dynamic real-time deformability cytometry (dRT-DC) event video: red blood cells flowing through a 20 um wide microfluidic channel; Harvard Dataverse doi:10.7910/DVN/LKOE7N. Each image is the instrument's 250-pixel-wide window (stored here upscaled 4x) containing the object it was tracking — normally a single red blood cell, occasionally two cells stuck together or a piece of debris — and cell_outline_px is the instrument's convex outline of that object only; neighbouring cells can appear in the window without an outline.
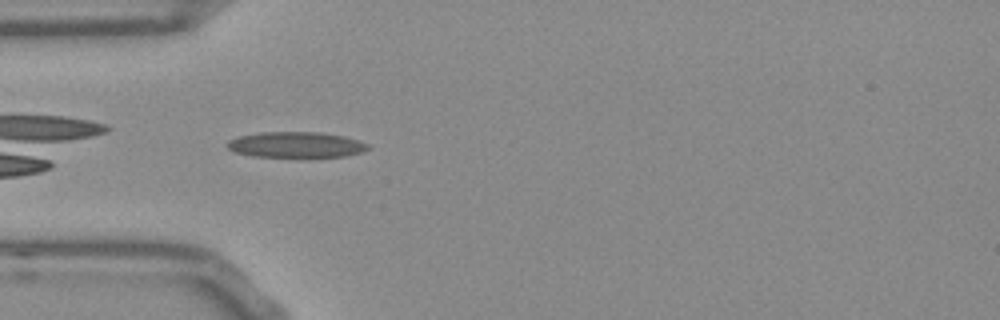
{"species": "Egyptian fruit bat (a non-hibernating species)", "species_latin": "Rousettus aegyptiacus", "temperature_condition": "room temperature", "stored_images_in_passage": 37, "camera_frame_rate_fps": 3000, "um_per_image_px": 0.085, "frame": {"image": 1, "passage_image": 1, "time_ms": 0.0, "image_size_px": [1000, 320], "cell_outline_px": [[368, 148], [360, 152], [344, 156], [252, 156], [236, 152], [228, 148], [228, 140], [240, 136], [264, 132], [320, 132], [344, 136], [368, 144]], "centroid_in_image_um": [25.14, 12.29], "position_along_channel_um": 59.9, "area_um2": 20.52}, "authors_computed_cell_mechanics": {"area_um2": 20.4034, "velocity_mm_per_s": 3.8158, "shape_relaxation_time_tau1_ms": null, "shape_relaxation_time_tau2_ms": 7.3617, "deformation_change_tau1": null, "deformation_change_tau2": 0.2155}}